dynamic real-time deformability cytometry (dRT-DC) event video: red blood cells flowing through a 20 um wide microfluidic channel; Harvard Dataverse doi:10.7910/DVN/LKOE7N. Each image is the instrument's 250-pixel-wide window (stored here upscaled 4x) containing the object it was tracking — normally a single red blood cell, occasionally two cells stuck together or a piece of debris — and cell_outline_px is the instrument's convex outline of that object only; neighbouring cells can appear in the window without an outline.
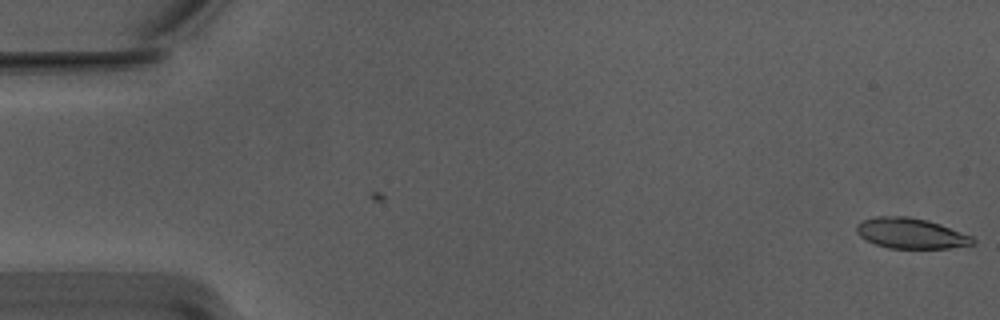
{"species": "Egyptian fruit bat (a non-hibernating species)", "species_latin": "Rousettus aegyptiacus", "temperature_condition": "warm", "stored_images_in_passage": 2, "camera_frame_rate_fps": 3000, "um_per_image_px": 0.085, "animal": {"sex": "male"}, "frame": {"image": 1, "passage_image": 2, "time_ms": 0.333, "image_size_px": [1000, 320], "cell_outline_px": [[976, 240], [972, 244], [948, 248], [888, 248], [876, 244], [860, 236], [856, 232], [856, 228], [864, 220], [876, 216], [908, 216], [928, 220], [940, 224], [972, 236]], "centroid_in_image_um": [77.44, 19.83], "position_along_channel_um": 7.6, "area_um2": 20.4}}